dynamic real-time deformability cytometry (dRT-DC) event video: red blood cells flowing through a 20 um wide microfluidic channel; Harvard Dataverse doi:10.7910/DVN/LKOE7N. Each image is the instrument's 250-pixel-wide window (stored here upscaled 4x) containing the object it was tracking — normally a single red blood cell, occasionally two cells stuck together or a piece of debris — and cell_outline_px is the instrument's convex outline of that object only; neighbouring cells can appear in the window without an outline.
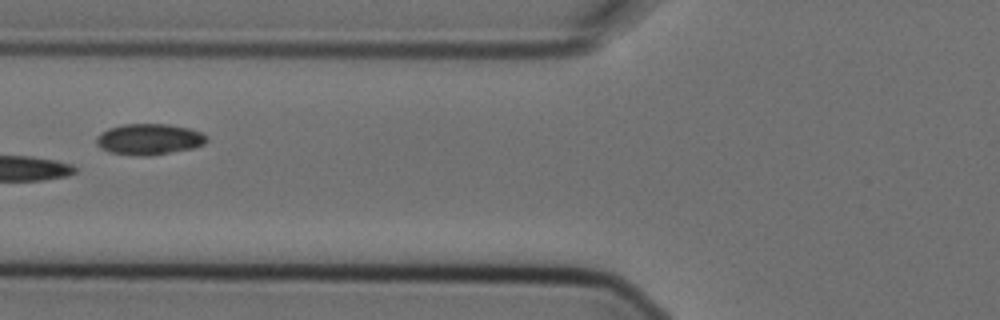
{"species": "Egyptian fruit bat (a non-hibernating species)", "species_latin": "Rousettus aegyptiacus", "temperature_condition": "cold", "stored_images_in_passage": 6, "camera_frame_rate_fps": 3000, "um_per_image_px": 0.085, "animal": {"sex": "female"}, "frame": {"image": 1, "passage_image": 4, "time_ms": 1.0, "image_size_px": [1000, 320], "cell_outline_px": [[208, 140], [204, 144], [192, 148], [144, 156], [140, 156], [108, 152], [100, 148], [96, 144], [96, 136], [100, 132], [108, 128], [124, 124], [168, 124], [188, 128], [200, 132]], "centroid_in_image_um": [12.61, 11.83], "position_along_channel_um": 113.2, "area_um2": 19.77}}
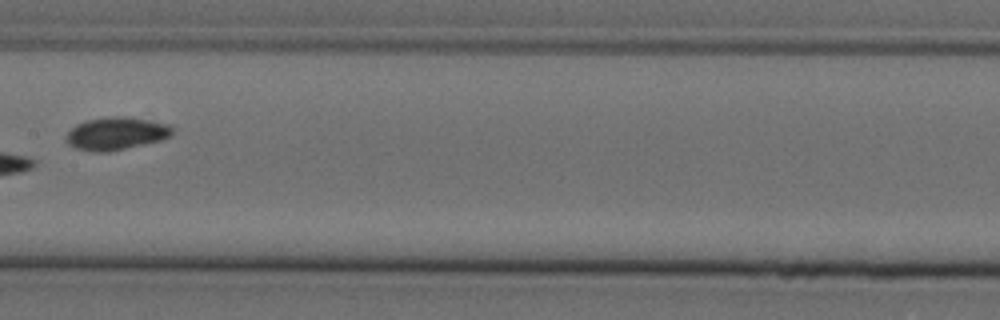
{"frame": {"image": 2, "passage_image": 6, "time_ms": 1.667, "image_size_px": [1000, 320], "cell_outline_px": [[172, 136], [160, 140], [144, 144], [108, 152], [92, 152], [76, 148], [68, 144], [64, 140], [64, 136], [76, 124], [84, 120], [108, 116], [128, 116], [168, 124], [172, 128]], "centroid_in_image_um": [9.83, 11.34], "position_along_channel_um": 197.6, "area_um2": 20.46}}